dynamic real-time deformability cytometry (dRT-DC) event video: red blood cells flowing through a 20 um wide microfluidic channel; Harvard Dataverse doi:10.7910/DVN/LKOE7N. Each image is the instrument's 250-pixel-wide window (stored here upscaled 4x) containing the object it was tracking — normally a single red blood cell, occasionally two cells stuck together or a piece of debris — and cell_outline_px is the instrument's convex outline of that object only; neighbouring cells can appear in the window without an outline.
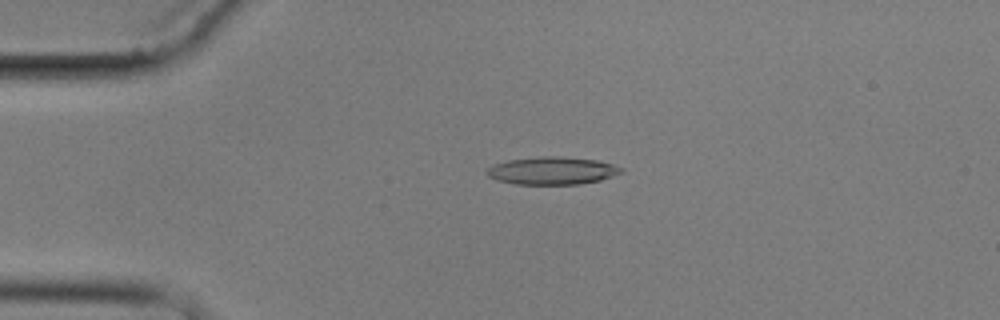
{"species": "common noctule bat (a hibernating species)", "species_latin": "Nyctalus noctula", "temperature_condition": "cold", "stored_images_in_passage": 5, "camera_frame_rate_fps": 3000, "um_per_image_px": 0.085, "animal": {"sex": "male", "body_mass_g": 17.9}, "frame": {"image": 1, "passage_image": 4, "time_ms": 3.333, "image_size_px": [1000, 320], "cell_outline_px": [[624, 172], [600, 180], [580, 184], [516, 184], [496, 180], [488, 176], [484, 172], [492, 164], [508, 160], [540, 156], [560, 156], [596, 160], [612, 164], [624, 168]], "centroid_in_image_um": [46.92, 14.5], "position_along_channel_um": 38.1, "area_um2": 21.79}}